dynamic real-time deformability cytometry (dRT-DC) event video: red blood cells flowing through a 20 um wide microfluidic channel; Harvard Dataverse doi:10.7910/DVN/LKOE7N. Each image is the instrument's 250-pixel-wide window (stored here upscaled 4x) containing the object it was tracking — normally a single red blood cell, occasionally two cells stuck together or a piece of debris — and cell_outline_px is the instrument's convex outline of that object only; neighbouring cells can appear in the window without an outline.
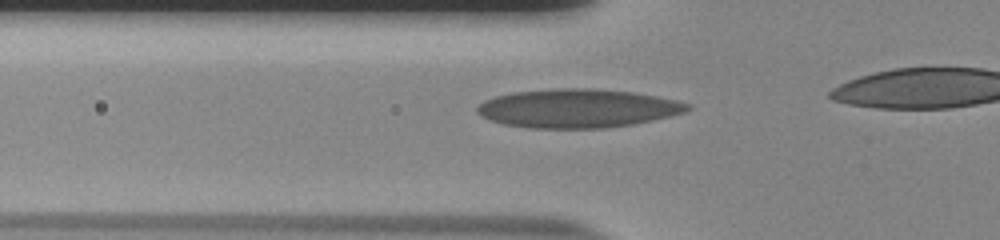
{"species": "human", "species_latin": "Homo sapiens", "temperature_condition": "room temperature", "stored_images_in_passage": 31, "camera_frame_rate_fps": 3000, "um_per_image_px": 0.085, "donor": {"sex": "male"}, "frame": {"image": 1, "passage_image": 3, "time_ms": 0.667, "image_size_px": [1000, 240], "cell_outline_px": [[692, 108], [684, 112], [652, 120], [632, 124], [604, 128], [528, 128], [504, 124], [480, 116], [476, 112], [476, 108], [484, 100], [496, 96], [512, 92], [556, 88], [592, 88], [632, 92], [656, 96], [676, 100], [692, 104]], "centroid_in_image_um": [49.08, 9.2], "position_along_channel_um": 76.7, "area_um2": 47.4}}
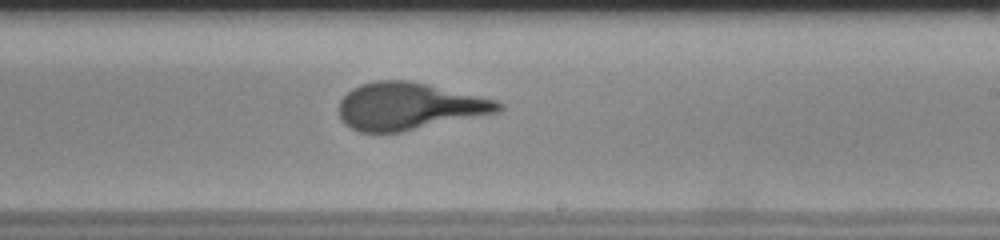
{"frame": {"image": 2, "passage_image": 17, "time_ms": 5.333, "image_size_px": [1000, 240], "cell_outline_px": [[504, 108], [500, 112], [404, 132], [360, 132], [344, 124], [340, 120], [340, 100], [352, 88], [360, 84], [376, 80], [408, 80], [496, 100], [504, 104]], "centroid_in_image_um": [34.77, 9.04], "position_along_channel_um": 254.2, "area_um2": 43.87}}
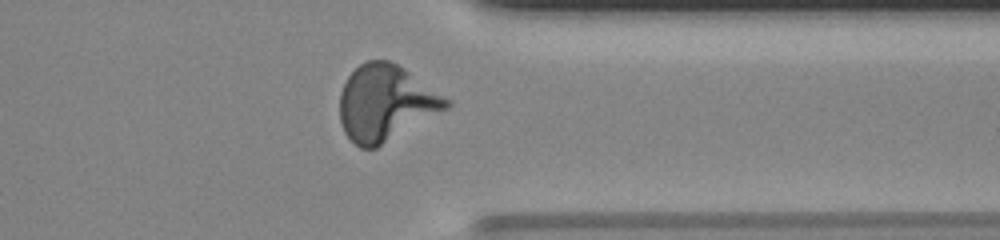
{"frame": {"image": 3, "passage_image": 27, "time_ms": 8.667, "image_size_px": [1000, 240], "cell_outline_px": [[452, 104], [448, 108], [376, 148], [360, 148], [344, 132], [340, 120], [340, 92], [348, 76], [360, 64], [368, 60], [388, 60], [396, 64], [452, 100]], "centroid_in_image_um": [32.78, 8.76], "position_along_channel_um": 378.6, "area_um2": 46.64}}